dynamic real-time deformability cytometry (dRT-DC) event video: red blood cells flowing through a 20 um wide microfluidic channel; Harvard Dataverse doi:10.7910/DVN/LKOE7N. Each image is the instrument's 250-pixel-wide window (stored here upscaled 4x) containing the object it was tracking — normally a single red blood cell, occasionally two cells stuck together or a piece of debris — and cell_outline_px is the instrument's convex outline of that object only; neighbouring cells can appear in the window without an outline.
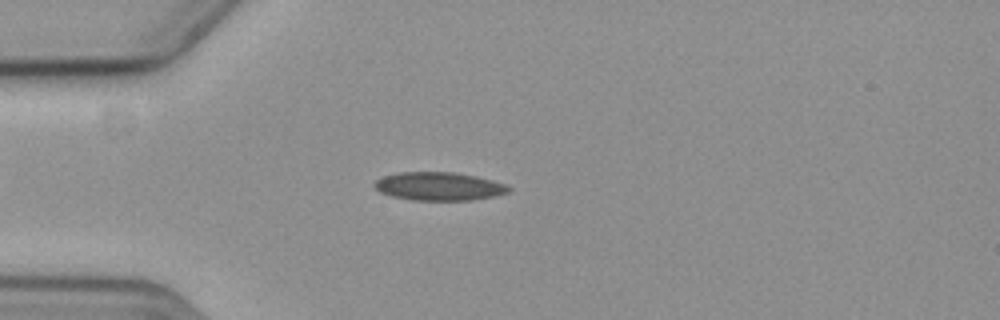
{"species": "common noctule bat (a hibernating species)", "species_latin": "Nyctalus noctula", "temperature_condition": "cold", "stored_images_in_passage": 57, "camera_frame_rate_fps": 3000, "um_per_image_px": 0.085, "animal": {"sex": "female", "body_mass_g": 19.3, "forearm_length_mm": 54.1}, "frame": {"image": 1, "passage_image": 15, "time_ms": 4.667, "image_size_px": [1000, 320], "cell_outline_px": [[512, 188], [508, 192], [492, 196], [472, 200], [412, 200], [392, 196], [380, 192], [376, 188], [376, 180], [384, 176], [400, 172], [456, 172], [476, 176], [492, 180], [504, 184]], "centroid_in_image_um": [37.32, 15.83], "position_along_channel_um": 47.7, "area_um2": 21.91}}
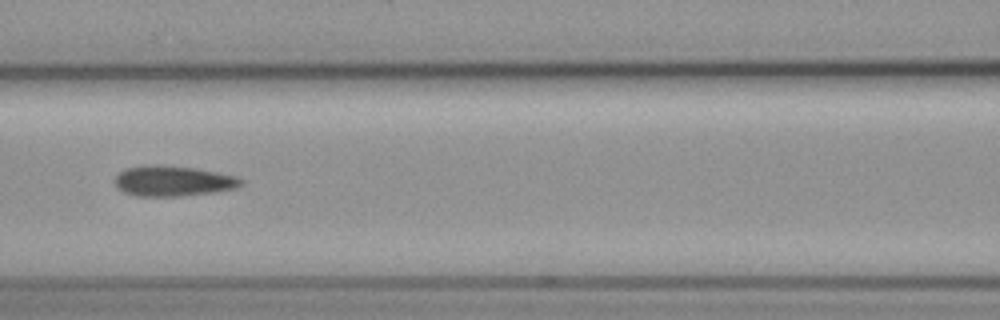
{"frame": {"image": 2, "passage_image": 25, "time_ms": 8.0, "image_size_px": [1000, 320], "cell_outline_px": [[244, 184], [236, 188], [216, 192], [180, 196], [136, 196], [124, 192], [116, 184], [116, 176], [120, 172], [128, 168], [156, 164], [196, 168], [236, 176], [244, 180]], "centroid_in_image_um": [14.77, 15.39], "position_along_channel_um": 151.8, "area_um2": 22.25}}
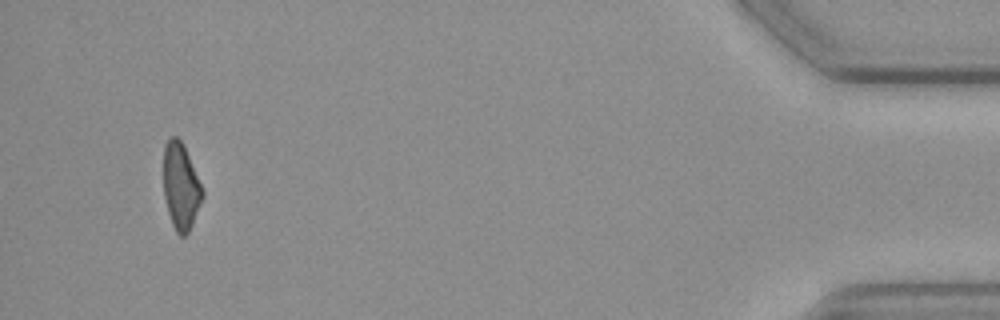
{"frame": {"image": 3, "passage_image": 54, "time_ms": 17.667, "image_size_px": [1000, 320], "cell_outline_px": [[204, 196], [192, 224], [188, 232], [184, 236], [180, 236], [176, 232], [172, 224], [168, 212], [164, 196], [164, 144], [172, 136], [176, 136], [184, 144], [204, 192]], "centroid_in_image_um": [15.37, 15.83], "position_along_channel_um": 419.8, "area_um2": 19.54}}